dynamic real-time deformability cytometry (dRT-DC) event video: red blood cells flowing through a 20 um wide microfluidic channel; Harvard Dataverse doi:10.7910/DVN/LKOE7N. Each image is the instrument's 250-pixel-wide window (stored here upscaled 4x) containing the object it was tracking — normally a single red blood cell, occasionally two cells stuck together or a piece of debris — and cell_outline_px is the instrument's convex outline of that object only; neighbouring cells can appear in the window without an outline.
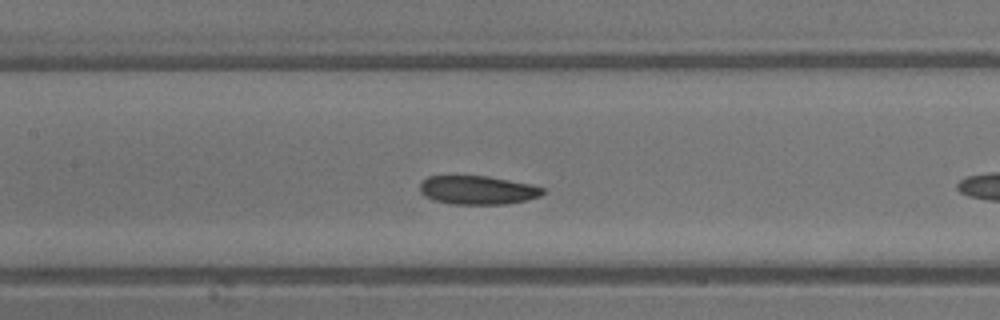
{"species": "common noctule bat (a hibernating species)", "species_latin": "Nyctalus noctula", "temperature_condition": "warm", "stored_images_in_passage": 15, "camera_frame_rate_fps": 3000, "um_per_image_px": 0.085, "animal": {"sex": "male", "body_mass_g": 13.3}, "frame": {"image": 1, "passage_image": 9, "time_ms": 2.667, "image_size_px": [1000, 320], "cell_outline_px": [[544, 192], [540, 196], [528, 200], [504, 204], [452, 204], [436, 200], [424, 196], [420, 192], [420, 184], [428, 176], [488, 176], [528, 184], [544, 188]], "centroid_in_image_um": [40.59, 16.16], "position_along_channel_um": 166.8, "area_um2": 20.35}}
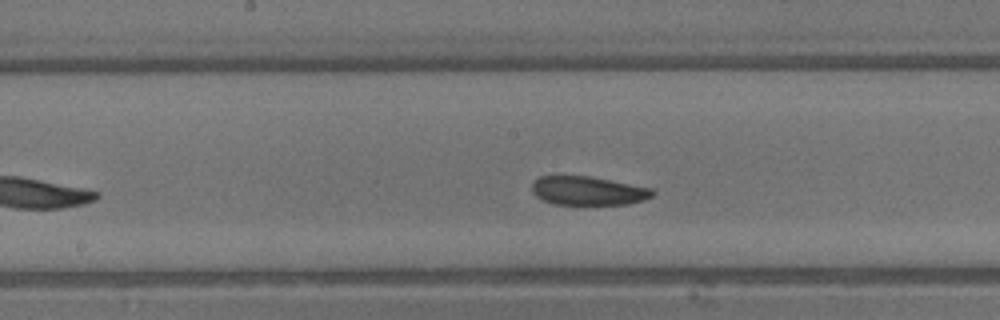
{"frame": {"image": 2, "passage_image": 11, "time_ms": 3.333, "image_size_px": [1000, 320], "cell_outline_px": [[656, 192], [652, 196], [644, 200], [628, 204], [556, 204], [544, 200], [536, 196], [532, 192], [532, 180], [540, 176], [588, 176], [652, 188]], "centroid_in_image_um": [49.98, 16.21], "position_along_channel_um": 198.2, "area_um2": 20.11}}